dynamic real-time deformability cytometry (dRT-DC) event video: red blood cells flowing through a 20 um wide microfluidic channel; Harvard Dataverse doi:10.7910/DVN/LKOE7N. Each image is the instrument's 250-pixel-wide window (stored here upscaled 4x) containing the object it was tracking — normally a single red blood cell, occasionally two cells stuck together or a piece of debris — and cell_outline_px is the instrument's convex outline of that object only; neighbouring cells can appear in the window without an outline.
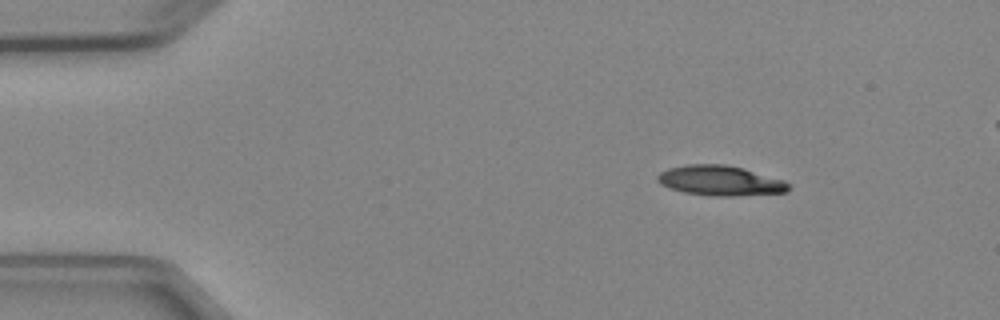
{"species": "Egyptian fruit bat (a non-hibernating species)", "species_latin": "Rousettus aegyptiacus", "temperature_condition": "cold", "stored_images_in_passage": 4, "segment_of_instrument_passage": [1, 2], "camera_frame_rate_fps": 3000, "um_per_image_px": 0.085, "animal": {"sex": "female"}, "frame": {"image": 1, "passage_image": 1, "time_ms": 0.0, "image_size_px": [1000, 320], "cell_outline_px": [[792, 188], [788, 192], [736, 196], [712, 196], [684, 192], [660, 184], [656, 180], [656, 176], [660, 172], [668, 168], [688, 164], [724, 164], [744, 168], [784, 180], [792, 184]], "centroid_in_image_um": [61.26, 15.35], "position_along_channel_um": 23.7, "area_um2": 23.18}}